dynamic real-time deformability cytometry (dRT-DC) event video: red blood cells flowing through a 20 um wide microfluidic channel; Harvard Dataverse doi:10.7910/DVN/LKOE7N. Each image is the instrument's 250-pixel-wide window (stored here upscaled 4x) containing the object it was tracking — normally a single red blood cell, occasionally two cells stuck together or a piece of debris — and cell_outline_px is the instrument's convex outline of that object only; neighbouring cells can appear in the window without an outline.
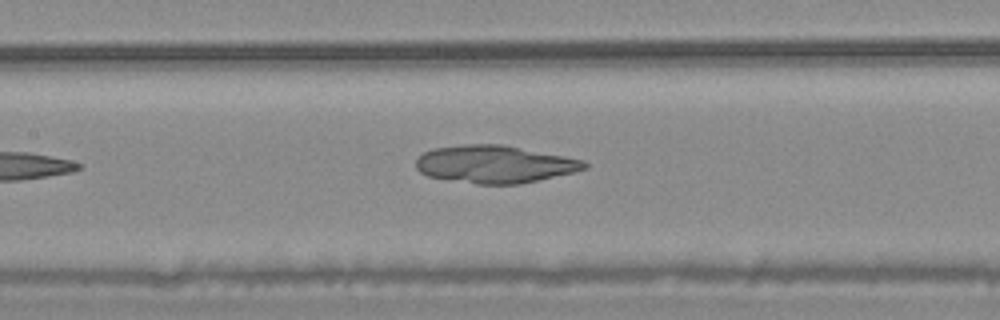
{"species": "common noctule bat (a hibernating species)", "species_latin": "Nyctalus noctula", "temperature_condition": "warm", "stored_images_in_passage": 5, "camera_frame_rate_fps": 3000, "um_per_image_px": 0.085, "animal": {"sex": "male", "body_mass_g": 20.4}, "frame": {"image": 1, "passage_image": 5, "time_ms": 1.333, "image_size_px": [1000, 320], "cell_outline_px": [[588, 168], [572, 172], [520, 184], [476, 184], [428, 176], [420, 172], [416, 168], [416, 160], [424, 152], [432, 148], [464, 144], [500, 144], [584, 160], [588, 164]], "centroid_in_image_um": [42.02, 13.95], "position_along_channel_um": 165.4, "area_um2": 36.59}}